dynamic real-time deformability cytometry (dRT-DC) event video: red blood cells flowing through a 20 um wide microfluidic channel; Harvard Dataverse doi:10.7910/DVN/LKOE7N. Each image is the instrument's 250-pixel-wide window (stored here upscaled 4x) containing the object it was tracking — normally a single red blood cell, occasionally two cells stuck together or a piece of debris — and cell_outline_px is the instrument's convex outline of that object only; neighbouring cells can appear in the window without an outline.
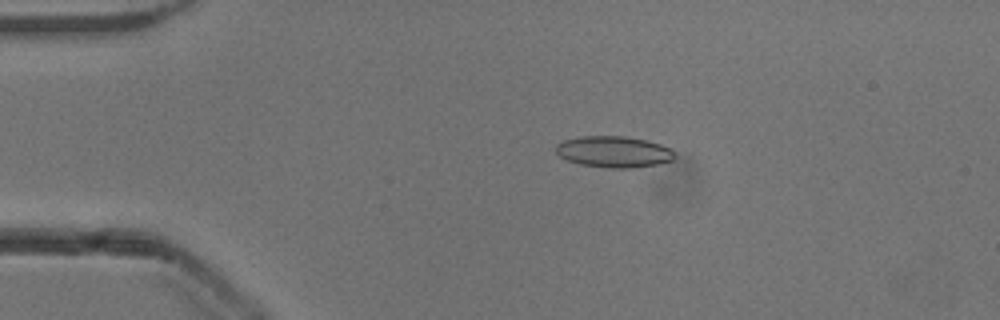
{"species": "common noctule bat (a hibernating species)", "species_latin": "Nyctalus noctula", "temperature_condition": "cold", "stored_images_in_passage": 53, "camera_frame_rate_fps": 3000, "um_per_image_px": 0.085, "animal": {"sex": "male", "body_mass_g": 13.3}, "frame": {"image": 1, "passage_image": 11, "time_ms": 3.333, "image_size_px": [1000, 320], "cell_outline_px": [[676, 156], [672, 160], [656, 164], [632, 168], [612, 168], [580, 164], [568, 160], [560, 156], [556, 152], [556, 144], [564, 140], [580, 136], [624, 136], [648, 140], [660, 144], [676, 152]], "centroid_in_image_um": [52.18, 12.89], "position_along_channel_um": 32.8, "area_um2": 21.62}}
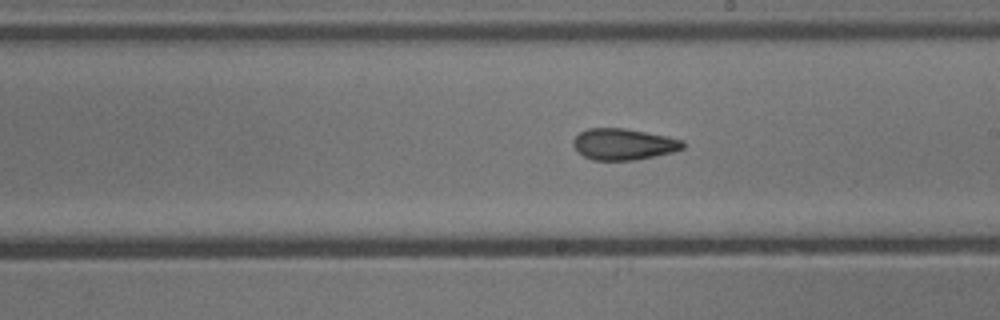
{"frame": {"image": 2, "passage_image": 30, "time_ms": 9.667, "image_size_px": [1000, 320], "cell_outline_px": [[684, 148], [672, 152], [636, 160], [592, 160], [584, 156], [572, 144], [572, 140], [580, 132], [588, 128], [624, 128], [668, 136], [684, 140]], "centroid_in_image_um": [53.01, 12.25], "position_along_channel_um": 236.0, "area_um2": 20.0}}
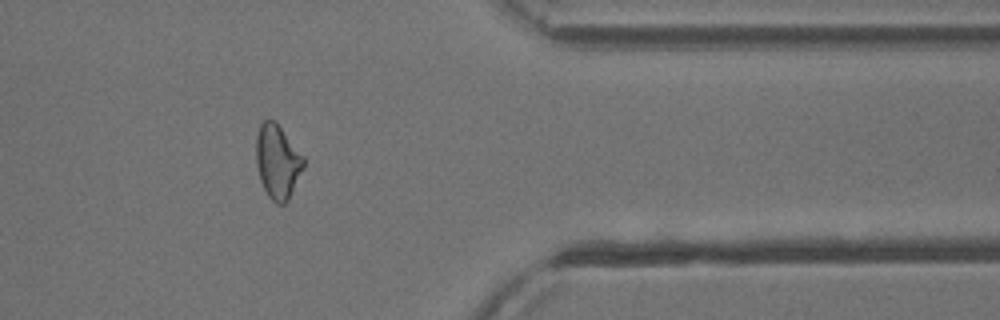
{"frame": {"image": 3, "passage_image": 43, "time_ms": 14.0, "image_size_px": [1000, 320], "cell_outline_px": [[304, 168], [288, 200], [284, 204], [276, 204], [268, 196], [260, 180], [256, 164], [256, 136], [260, 124], [264, 120], [276, 120], [304, 156]], "centroid_in_image_um": [23.59, 13.72], "position_along_channel_um": 387.8, "area_um2": 20.69}, "authors_computed_cell_mechanics": {"area_um2": 20.6924, "velocity_mm_per_s": 3.9193, "shape_relaxation_time_tau1_ms": null, "shape_relaxation_time_tau2_ms": 2.8799, "deformation_change_tau1": null, "deformation_change_tau2": 0.103}}